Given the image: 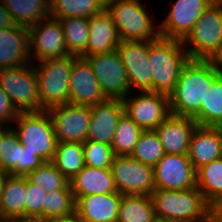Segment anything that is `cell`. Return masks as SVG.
Wrapping results in <instances>:
<instances>
[{
	"mask_svg": "<svg viewBox=\"0 0 222 222\" xmlns=\"http://www.w3.org/2000/svg\"><path fill=\"white\" fill-rule=\"evenodd\" d=\"M215 0L171 1L168 15L158 24L160 37L183 41L191 32L201 14Z\"/></svg>",
	"mask_w": 222,
	"mask_h": 222,
	"instance_id": "obj_14",
	"label": "cell"
},
{
	"mask_svg": "<svg viewBox=\"0 0 222 222\" xmlns=\"http://www.w3.org/2000/svg\"><path fill=\"white\" fill-rule=\"evenodd\" d=\"M45 161L36 153L31 152L20 143L19 164H17L8 175L26 176L28 173L40 167Z\"/></svg>",
	"mask_w": 222,
	"mask_h": 222,
	"instance_id": "obj_40",
	"label": "cell"
},
{
	"mask_svg": "<svg viewBox=\"0 0 222 222\" xmlns=\"http://www.w3.org/2000/svg\"><path fill=\"white\" fill-rule=\"evenodd\" d=\"M182 44L191 60L214 59L222 47V0L201 14Z\"/></svg>",
	"mask_w": 222,
	"mask_h": 222,
	"instance_id": "obj_5",
	"label": "cell"
},
{
	"mask_svg": "<svg viewBox=\"0 0 222 222\" xmlns=\"http://www.w3.org/2000/svg\"><path fill=\"white\" fill-rule=\"evenodd\" d=\"M121 198L118 192L80 196L75 211L83 222H116Z\"/></svg>",
	"mask_w": 222,
	"mask_h": 222,
	"instance_id": "obj_21",
	"label": "cell"
},
{
	"mask_svg": "<svg viewBox=\"0 0 222 222\" xmlns=\"http://www.w3.org/2000/svg\"><path fill=\"white\" fill-rule=\"evenodd\" d=\"M158 222H208L212 207L197 188L155 189L150 195Z\"/></svg>",
	"mask_w": 222,
	"mask_h": 222,
	"instance_id": "obj_2",
	"label": "cell"
},
{
	"mask_svg": "<svg viewBox=\"0 0 222 222\" xmlns=\"http://www.w3.org/2000/svg\"><path fill=\"white\" fill-rule=\"evenodd\" d=\"M215 128L218 130L220 137L222 138V120L215 126Z\"/></svg>",
	"mask_w": 222,
	"mask_h": 222,
	"instance_id": "obj_49",
	"label": "cell"
},
{
	"mask_svg": "<svg viewBox=\"0 0 222 222\" xmlns=\"http://www.w3.org/2000/svg\"><path fill=\"white\" fill-rule=\"evenodd\" d=\"M69 98L70 103L90 107L106 100L97 78L84 58L73 56V67L69 79Z\"/></svg>",
	"mask_w": 222,
	"mask_h": 222,
	"instance_id": "obj_17",
	"label": "cell"
},
{
	"mask_svg": "<svg viewBox=\"0 0 222 222\" xmlns=\"http://www.w3.org/2000/svg\"><path fill=\"white\" fill-rule=\"evenodd\" d=\"M212 61L214 62L216 68L222 72V47L220 52L214 57Z\"/></svg>",
	"mask_w": 222,
	"mask_h": 222,
	"instance_id": "obj_46",
	"label": "cell"
},
{
	"mask_svg": "<svg viewBox=\"0 0 222 222\" xmlns=\"http://www.w3.org/2000/svg\"><path fill=\"white\" fill-rule=\"evenodd\" d=\"M155 189L186 190L196 187V170L186 154H166L154 166Z\"/></svg>",
	"mask_w": 222,
	"mask_h": 222,
	"instance_id": "obj_15",
	"label": "cell"
},
{
	"mask_svg": "<svg viewBox=\"0 0 222 222\" xmlns=\"http://www.w3.org/2000/svg\"><path fill=\"white\" fill-rule=\"evenodd\" d=\"M143 130L125 113L119 118L111 144L115 156L131 155Z\"/></svg>",
	"mask_w": 222,
	"mask_h": 222,
	"instance_id": "obj_33",
	"label": "cell"
},
{
	"mask_svg": "<svg viewBox=\"0 0 222 222\" xmlns=\"http://www.w3.org/2000/svg\"><path fill=\"white\" fill-rule=\"evenodd\" d=\"M8 222H47V221L40 218H18V219L8 220Z\"/></svg>",
	"mask_w": 222,
	"mask_h": 222,
	"instance_id": "obj_47",
	"label": "cell"
},
{
	"mask_svg": "<svg viewBox=\"0 0 222 222\" xmlns=\"http://www.w3.org/2000/svg\"><path fill=\"white\" fill-rule=\"evenodd\" d=\"M38 63H33V66L38 80L40 111L70 103L69 79L73 55L45 59Z\"/></svg>",
	"mask_w": 222,
	"mask_h": 222,
	"instance_id": "obj_6",
	"label": "cell"
},
{
	"mask_svg": "<svg viewBox=\"0 0 222 222\" xmlns=\"http://www.w3.org/2000/svg\"><path fill=\"white\" fill-rule=\"evenodd\" d=\"M76 200L71 189H58L46 193L42 206V219L69 215L75 212Z\"/></svg>",
	"mask_w": 222,
	"mask_h": 222,
	"instance_id": "obj_34",
	"label": "cell"
},
{
	"mask_svg": "<svg viewBox=\"0 0 222 222\" xmlns=\"http://www.w3.org/2000/svg\"><path fill=\"white\" fill-rule=\"evenodd\" d=\"M26 176L6 175L0 198V221L24 218Z\"/></svg>",
	"mask_w": 222,
	"mask_h": 222,
	"instance_id": "obj_25",
	"label": "cell"
},
{
	"mask_svg": "<svg viewBox=\"0 0 222 222\" xmlns=\"http://www.w3.org/2000/svg\"><path fill=\"white\" fill-rule=\"evenodd\" d=\"M26 178L39 188H43L46 193L58 189H71L69 180L56 168L52 162H44Z\"/></svg>",
	"mask_w": 222,
	"mask_h": 222,
	"instance_id": "obj_35",
	"label": "cell"
},
{
	"mask_svg": "<svg viewBox=\"0 0 222 222\" xmlns=\"http://www.w3.org/2000/svg\"><path fill=\"white\" fill-rule=\"evenodd\" d=\"M188 157L195 170L222 157V138L211 126H196L193 130Z\"/></svg>",
	"mask_w": 222,
	"mask_h": 222,
	"instance_id": "obj_23",
	"label": "cell"
},
{
	"mask_svg": "<svg viewBox=\"0 0 222 222\" xmlns=\"http://www.w3.org/2000/svg\"><path fill=\"white\" fill-rule=\"evenodd\" d=\"M196 187L211 207L222 200V157L196 170Z\"/></svg>",
	"mask_w": 222,
	"mask_h": 222,
	"instance_id": "obj_27",
	"label": "cell"
},
{
	"mask_svg": "<svg viewBox=\"0 0 222 222\" xmlns=\"http://www.w3.org/2000/svg\"><path fill=\"white\" fill-rule=\"evenodd\" d=\"M32 63L28 28L13 25L0 29V69Z\"/></svg>",
	"mask_w": 222,
	"mask_h": 222,
	"instance_id": "obj_19",
	"label": "cell"
},
{
	"mask_svg": "<svg viewBox=\"0 0 222 222\" xmlns=\"http://www.w3.org/2000/svg\"><path fill=\"white\" fill-rule=\"evenodd\" d=\"M198 126L215 127L222 120V74L207 90L200 112L193 118Z\"/></svg>",
	"mask_w": 222,
	"mask_h": 222,
	"instance_id": "obj_32",
	"label": "cell"
},
{
	"mask_svg": "<svg viewBox=\"0 0 222 222\" xmlns=\"http://www.w3.org/2000/svg\"><path fill=\"white\" fill-rule=\"evenodd\" d=\"M47 222H83V221L75 211L74 213H71L69 215L51 218L47 220Z\"/></svg>",
	"mask_w": 222,
	"mask_h": 222,
	"instance_id": "obj_43",
	"label": "cell"
},
{
	"mask_svg": "<svg viewBox=\"0 0 222 222\" xmlns=\"http://www.w3.org/2000/svg\"><path fill=\"white\" fill-rule=\"evenodd\" d=\"M12 126L10 125H5V124H0V165H1V155H2V150H3V139H4V134L11 128Z\"/></svg>",
	"mask_w": 222,
	"mask_h": 222,
	"instance_id": "obj_45",
	"label": "cell"
},
{
	"mask_svg": "<svg viewBox=\"0 0 222 222\" xmlns=\"http://www.w3.org/2000/svg\"><path fill=\"white\" fill-rule=\"evenodd\" d=\"M15 25L10 13L6 9L2 0H0V29H4L10 26Z\"/></svg>",
	"mask_w": 222,
	"mask_h": 222,
	"instance_id": "obj_42",
	"label": "cell"
},
{
	"mask_svg": "<svg viewBox=\"0 0 222 222\" xmlns=\"http://www.w3.org/2000/svg\"><path fill=\"white\" fill-rule=\"evenodd\" d=\"M6 175L7 173L0 171V198H1L2 185Z\"/></svg>",
	"mask_w": 222,
	"mask_h": 222,
	"instance_id": "obj_48",
	"label": "cell"
},
{
	"mask_svg": "<svg viewBox=\"0 0 222 222\" xmlns=\"http://www.w3.org/2000/svg\"><path fill=\"white\" fill-rule=\"evenodd\" d=\"M89 31L87 49L80 56L81 58L117 50L121 40L112 17L106 9L89 18Z\"/></svg>",
	"mask_w": 222,
	"mask_h": 222,
	"instance_id": "obj_22",
	"label": "cell"
},
{
	"mask_svg": "<svg viewBox=\"0 0 222 222\" xmlns=\"http://www.w3.org/2000/svg\"><path fill=\"white\" fill-rule=\"evenodd\" d=\"M57 142L86 141L91 119L90 106L66 103L47 110Z\"/></svg>",
	"mask_w": 222,
	"mask_h": 222,
	"instance_id": "obj_13",
	"label": "cell"
},
{
	"mask_svg": "<svg viewBox=\"0 0 222 222\" xmlns=\"http://www.w3.org/2000/svg\"><path fill=\"white\" fill-rule=\"evenodd\" d=\"M130 92L123 100L124 113L143 131L155 130L171 114L168 95L153 91ZM132 94V95H131Z\"/></svg>",
	"mask_w": 222,
	"mask_h": 222,
	"instance_id": "obj_11",
	"label": "cell"
},
{
	"mask_svg": "<svg viewBox=\"0 0 222 222\" xmlns=\"http://www.w3.org/2000/svg\"><path fill=\"white\" fill-rule=\"evenodd\" d=\"M68 53L80 57L87 49L89 38V18L66 17L59 19Z\"/></svg>",
	"mask_w": 222,
	"mask_h": 222,
	"instance_id": "obj_31",
	"label": "cell"
},
{
	"mask_svg": "<svg viewBox=\"0 0 222 222\" xmlns=\"http://www.w3.org/2000/svg\"><path fill=\"white\" fill-rule=\"evenodd\" d=\"M116 222H158L149 195H122Z\"/></svg>",
	"mask_w": 222,
	"mask_h": 222,
	"instance_id": "obj_28",
	"label": "cell"
},
{
	"mask_svg": "<svg viewBox=\"0 0 222 222\" xmlns=\"http://www.w3.org/2000/svg\"><path fill=\"white\" fill-rule=\"evenodd\" d=\"M165 155L159 136L155 130L143 131L131 156L141 163L154 167Z\"/></svg>",
	"mask_w": 222,
	"mask_h": 222,
	"instance_id": "obj_36",
	"label": "cell"
},
{
	"mask_svg": "<svg viewBox=\"0 0 222 222\" xmlns=\"http://www.w3.org/2000/svg\"><path fill=\"white\" fill-rule=\"evenodd\" d=\"M212 218L216 222H222V200L212 207Z\"/></svg>",
	"mask_w": 222,
	"mask_h": 222,
	"instance_id": "obj_44",
	"label": "cell"
},
{
	"mask_svg": "<svg viewBox=\"0 0 222 222\" xmlns=\"http://www.w3.org/2000/svg\"><path fill=\"white\" fill-rule=\"evenodd\" d=\"M51 162L71 181L85 166L83 143L57 142L55 154Z\"/></svg>",
	"mask_w": 222,
	"mask_h": 222,
	"instance_id": "obj_29",
	"label": "cell"
},
{
	"mask_svg": "<svg viewBox=\"0 0 222 222\" xmlns=\"http://www.w3.org/2000/svg\"><path fill=\"white\" fill-rule=\"evenodd\" d=\"M19 142L45 162H51L57 147L53 123L47 111L19 113L13 124Z\"/></svg>",
	"mask_w": 222,
	"mask_h": 222,
	"instance_id": "obj_7",
	"label": "cell"
},
{
	"mask_svg": "<svg viewBox=\"0 0 222 222\" xmlns=\"http://www.w3.org/2000/svg\"><path fill=\"white\" fill-rule=\"evenodd\" d=\"M15 25L29 28L50 17V0H2Z\"/></svg>",
	"mask_w": 222,
	"mask_h": 222,
	"instance_id": "obj_26",
	"label": "cell"
},
{
	"mask_svg": "<svg viewBox=\"0 0 222 222\" xmlns=\"http://www.w3.org/2000/svg\"><path fill=\"white\" fill-rule=\"evenodd\" d=\"M221 74L212 60L190 59L168 95L170 113L194 118L200 112L207 90Z\"/></svg>",
	"mask_w": 222,
	"mask_h": 222,
	"instance_id": "obj_1",
	"label": "cell"
},
{
	"mask_svg": "<svg viewBox=\"0 0 222 222\" xmlns=\"http://www.w3.org/2000/svg\"><path fill=\"white\" fill-rule=\"evenodd\" d=\"M196 126L191 117L170 114L155 131L166 154L188 155L191 135Z\"/></svg>",
	"mask_w": 222,
	"mask_h": 222,
	"instance_id": "obj_20",
	"label": "cell"
},
{
	"mask_svg": "<svg viewBox=\"0 0 222 222\" xmlns=\"http://www.w3.org/2000/svg\"><path fill=\"white\" fill-rule=\"evenodd\" d=\"M105 8V0H50V15L57 19L90 18L103 12Z\"/></svg>",
	"mask_w": 222,
	"mask_h": 222,
	"instance_id": "obj_30",
	"label": "cell"
},
{
	"mask_svg": "<svg viewBox=\"0 0 222 222\" xmlns=\"http://www.w3.org/2000/svg\"><path fill=\"white\" fill-rule=\"evenodd\" d=\"M84 164L94 168L110 169L114 153L112 147L95 141L83 142Z\"/></svg>",
	"mask_w": 222,
	"mask_h": 222,
	"instance_id": "obj_37",
	"label": "cell"
},
{
	"mask_svg": "<svg viewBox=\"0 0 222 222\" xmlns=\"http://www.w3.org/2000/svg\"><path fill=\"white\" fill-rule=\"evenodd\" d=\"M0 87L18 113L40 111L38 80L33 63L0 69Z\"/></svg>",
	"mask_w": 222,
	"mask_h": 222,
	"instance_id": "obj_8",
	"label": "cell"
},
{
	"mask_svg": "<svg viewBox=\"0 0 222 222\" xmlns=\"http://www.w3.org/2000/svg\"><path fill=\"white\" fill-rule=\"evenodd\" d=\"M20 142L13 126L4 134L0 171L9 173L19 164Z\"/></svg>",
	"mask_w": 222,
	"mask_h": 222,
	"instance_id": "obj_38",
	"label": "cell"
},
{
	"mask_svg": "<svg viewBox=\"0 0 222 222\" xmlns=\"http://www.w3.org/2000/svg\"><path fill=\"white\" fill-rule=\"evenodd\" d=\"M18 114L9 96L0 87V124H12L16 120Z\"/></svg>",
	"mask_w": 222,
	"mask_h": 222,
	"instance_id": "obj_41",
	"label": "cell"
},
{
	"mask_svg": "<svg viewBox=\"0 0 222 222\" xmlns=\"http://www.w3.org/2000/svg\"><path fill=\"white\" fill-rule=\"evenodd\" d=\"M111 172L116 190L121 195H151L155 190L154 167L131 155L114 156Z\"/></svg>",
	"mask_w": 222,
	"mask_h": 222,
	"instance_id": "obj_9",
	"label": "cell"
},
{
	"mask_svg": "<svg viewBox=\"0 0 222 222\" xmlns=\"http://www.w3.org/2000/svg\"><path fill=\"white\" fill-rule=\"evenodd\" d=\"M86 141L112 144L119 118L124 113V105L119 99H106L93 105Z\"/></svg>",
	"mask_w": 222,
	"mask_h": 222,
	"instance_id": "obj_18",
	"label": "cell"
},
{
	"mask_svg": "<svg viewBox=\"0 0 222 222\" xmlns=\"http://www.w3.org/2000/svg\"><path fill=\"white\" fill-rule=\"evenodd\" d=\"M46 192L26 178V192L24 201V218L42 219V206Z\"/></svg>",
	"mask_w": 222,
	"mask_h": 222,
	"instance_id": "obj_39",
	"label": "cell"
},
{
	"mask_svg": "<svg viewBox=\"0 0 222 222\" xmlns=\"http://www.w3.org/2000/svg\"><path fill=\"white\" fill-rule=\"evenodd\" d=\"M84 59L89 63L106 99L123 100L130 93L127 71L117 50L89 55Z\"/></svg>",
	"mask_w": 222,
	"mask_h": 222,
	"instance_id": "obj_10",
	"label": "cell"
},
{
	"mask_svg": "<svg viewBox=\"0 0 222 222\" xmlns=\"http://www.w3.org/2000/svg\"><path fill=\"white\" fill-rule=\"evenodd\" d=\"M149 42L120 41L117 51L127 71L130 92L152 91V69L149 63Z\"/></svg>",
	"mask_w": 222,
	"mask_h": 222,
	"instance_id": "obj_16",
	"label": "cell"
},
{
	"mask_svg": "<svg viewBox=\"0 0 222 222\" xmlns=\"http://www.w3.org/2000/svg\"><path fill=\"white\" fill-rule=\"evenodd\" d=\"M28 31L32 63L33 60L40 62L70 55L59 19L51 16L42 19L29 27Z\"/></svg>",
	"mask_w": 222,
	"mask_h": 222,
	"instance_id": "obj_12",
	"label": "cell"
},
{
	"mask_svg": "<svg viewBox=\"0 0 222 222\" xmlns=\"http://www.w3.org/2000/svg\"><path fill=\"white\" fill-rule=\"evenodd\" d=\"M208 222H216L213 218H211Z\"/></svg>",
	"mask_w": 222,
	"mask_h": 222,
	"instance_id": "obj_50",
	"label": "cell"
},
{
	"mask_svg": "<svg viewBox=\"0 0 222 222\" xmlns=\"http://www.w3.org/2000/svg\"><path fill=\"white\" fill-rule=\"evenodd\" d=\"M69 183L75 200L80 196L117 192L111 169L85 165Z\"/></svg>",
	"mask_w": 222,
	"mask_h": 222,
	"instance_id": "obj_24",
	"label": "cell"
},
{
	"mask_svg": "<svg viewBox=\"0 0 222 222\" xmlns=\"http://www.w3.org/2000/svg\"><path fill=\"white\" fill-rule=\"evenodd\" d=\"M148 56L152 69V91L169 95L190 60L182 41L162 37L149 41Z\"/></svg>",
	"mask_w": 222,
	"mask_h": 222,
	"instance_id": "obj_3",
	"label": "cell"
},
{
	"mask_svg": "<svg viewBox=\"0 0 222 222\" xmlns=\"http://www.w3.org/2000/svg\"><path fill=\"white\" fill-rule=\"evenodd\" d=\"M107 12L111 15L121 41H154L160 37L159 27L154 24L140 0H109Z\"/></svg>",
	"mask_w": 222,
	"mask_h": 222,
	"instance_id": "obj_4",
	"label": "cell"
}]
</instances>
